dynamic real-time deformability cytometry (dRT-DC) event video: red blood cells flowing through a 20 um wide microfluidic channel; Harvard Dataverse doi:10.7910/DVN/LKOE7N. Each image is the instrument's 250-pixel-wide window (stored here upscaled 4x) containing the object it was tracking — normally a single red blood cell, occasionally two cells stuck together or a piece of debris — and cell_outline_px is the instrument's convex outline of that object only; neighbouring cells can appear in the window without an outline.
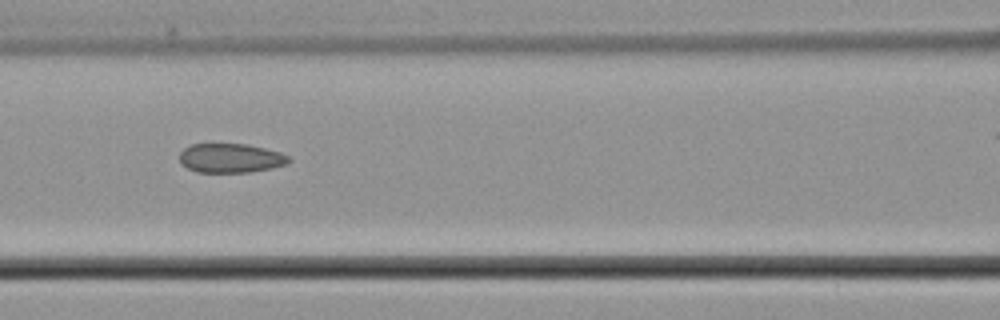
{"species": "common noctule bat (a hibernating species)", "species_latin": "Nyctalus noctula", "temperature_condition": "cold", "stored_images_in_passage": 9, "segment_of_instrument_passage": [1, 2], "camera_frame_rate_fps": 3000, "um_per_image_px": 0.085, "animal": {"sex": "male", "body_mass_g": 21.5, "forearm_length_mm": 52.0}, "frame": {"image": 1, "passage_image": 7, "time_ms": 7.0, "image_size_px": [1000, 320], "cell_outline_px": [[292, 160], [288, 164], [272, 168], [248, 172], [196, 172], [180, 164], [180, 152], [184, 148], [192, 144], [212, 140], [248, 144], [280, 152], [288, 156]], "centroid_in_image_um": [19.56, 13.38], "position_along_channel_um": 147.0, "area_um2": 19.48}}
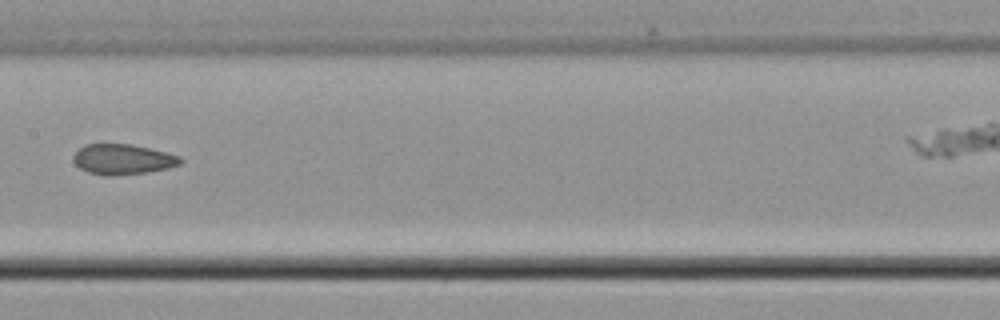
{"frame": {"image": 2, "passage_image": 8, "time_ms": 8.333, "image_size_px": [1000, 320], "cell_outline_px": [[184, 160], [180, 164], [168, 168], [148, 172], [116, 176], [104, 176], [88, 172], [80, 168], [72, 160], [72, 156], [84, 144], [132, 144], [180, 156]], "centroid_in_image_um": [10.42, 13.55], "position_along_channel_um": 197.0, "area_um2": 19.02}}